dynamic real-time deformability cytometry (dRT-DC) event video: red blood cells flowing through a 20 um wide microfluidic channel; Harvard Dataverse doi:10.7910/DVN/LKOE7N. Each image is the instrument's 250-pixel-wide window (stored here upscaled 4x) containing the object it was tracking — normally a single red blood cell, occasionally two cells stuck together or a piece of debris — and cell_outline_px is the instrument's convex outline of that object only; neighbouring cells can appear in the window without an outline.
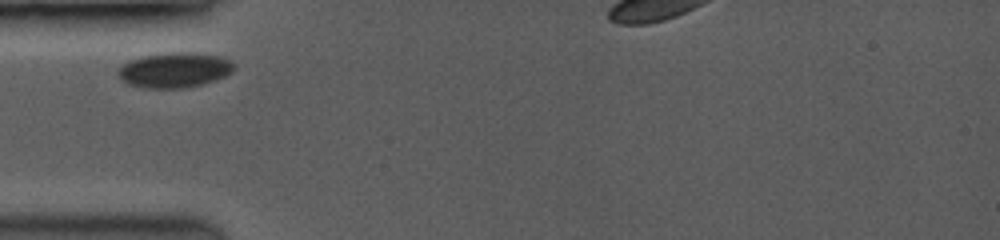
{"species": "common noctule bat (a hibernating species)", "species_latin": "Nyctalus noctula", "temperature_condition": "room temperature", "stored_images_in_passage": 3, "camera_frame_rate_fps": 3500, "um_per_image_px": 0.085, "animal": {"sex": "female", "body_mass_g": 19.0, "forearm_length_mm": 53.3}, "frame": {"image": 1, "passage_image": 1, "time_ms": 0.0, "image_size_px": [1000, 240], "cell_outline_px": [[236, 64], [232, 72], [224, 76], [200, 84], [180, 88], [148, 88], [128, 84], [116, 76], [116, 72], [128, 60], [140, 56], [168, 52], [192, 52], [216, 56], [232, 60]], "centroid_in_image_um": [14.8, 5.93], "position_along_channel_um": 70.2, "area_um2": 23.7}}
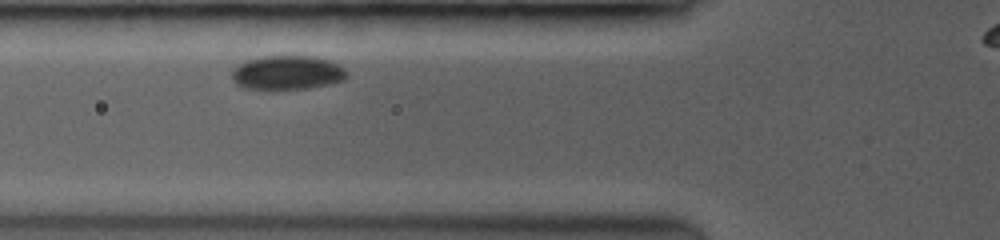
{"frame": {"image": 2, "passage_image": 2, "time_ms": 0.857, "image_size_px": [1000, 240], "cell_outline_px": [[348, 76], [344, 80], [332, 84], [304, 88], [244, 88], [236, 84], [232, 76], [232, 68], [244, 60], [260, 56], [316, 56], [340, 64], [348, 72]], "centroid_in_image_um": [24.44, 6.15], "position_along_channel_um": 101.4, "area_um2": 22.95}}